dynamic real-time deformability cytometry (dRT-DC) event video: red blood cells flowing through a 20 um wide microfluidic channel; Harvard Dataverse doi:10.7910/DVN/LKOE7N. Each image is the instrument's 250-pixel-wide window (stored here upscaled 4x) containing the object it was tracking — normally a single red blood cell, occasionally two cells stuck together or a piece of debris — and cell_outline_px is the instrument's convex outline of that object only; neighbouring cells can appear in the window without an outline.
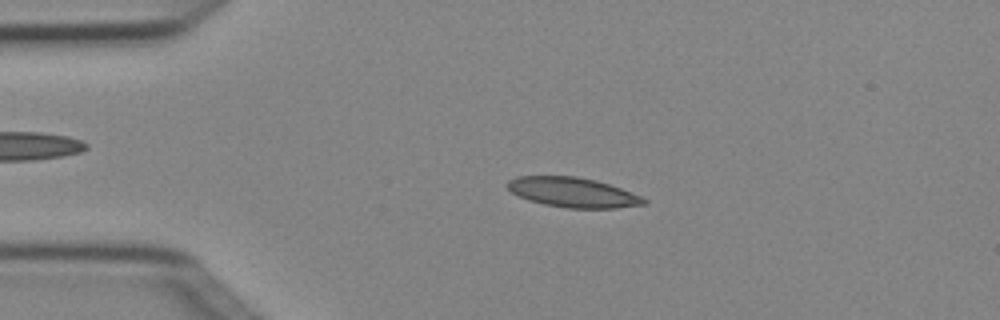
{"species": "Egyptian fruit bat (a non-hibernating species)", "species_latin": "Rousettus aegyptiacus", "temperature_condition": "cold", "stored_images_in_passage": 3, "camera_frame_rate_fps": 3000, "um_per_image_px": 0.085, "animal": {"sex": "female"}, "frame": {"image": 1, "passage_image": 2, "time_ms": 0.333, "image_size_px": [1000, 320], "cell_outline_px": [[648, 204], [616, 208], [568, 208], [544, 204], [528, 200], [512, 192], [504, 184], [508, 180], [516, 176], [576, 176], [596, 180], [620, 188], [640, 196], [648, 200]], "centroid_in_image_um": [48.68, 16.35], "position_along_channel_um": 36.3, "area_um2": 23.7}}